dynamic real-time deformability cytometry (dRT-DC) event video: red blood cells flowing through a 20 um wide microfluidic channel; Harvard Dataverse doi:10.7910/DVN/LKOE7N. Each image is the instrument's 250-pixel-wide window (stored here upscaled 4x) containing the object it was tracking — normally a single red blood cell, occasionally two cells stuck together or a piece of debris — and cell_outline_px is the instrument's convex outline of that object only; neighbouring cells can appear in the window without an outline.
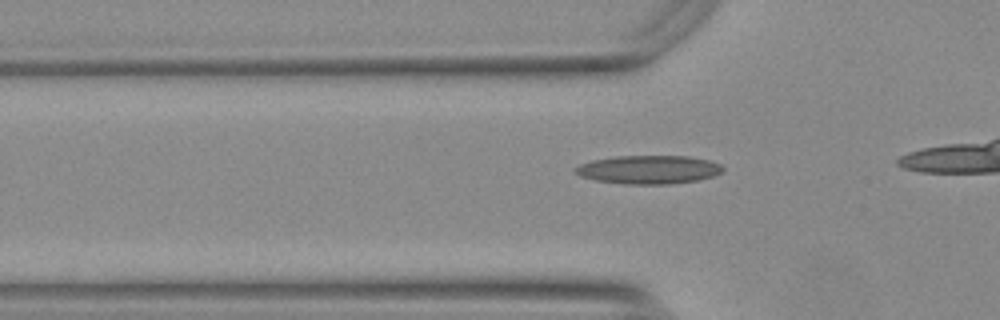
{"species": "Egyptian fruit bat (a non-hibernating species)", "species_latin": "Rousettus aegyptiacus", "temperature_condition": "warm", "stored_images_in_passage": 23, "camera_frame_rate_fps": 3000, "um_per_image_px": 0.085, "animal": {"sex": "female"}, "frame": {"image": 1, "passage_image": 11, "time_ms": 3.333, "image_size_px": [1000, 320], "cell_outline_px": [[724, 168], [720, 172], [712, 176], [696, 180], [672, 184], [624, 184], [596, 180], [580, 176], [572, 172], [572, 168], [580, 164], [592, 160], [616, 156], [688, 156], [708, 160], [720, 164]], "centroid_in_image_um": [55.07, 14.41], "position_along_channel_um": 70.7, "area_um2": 24.51}}
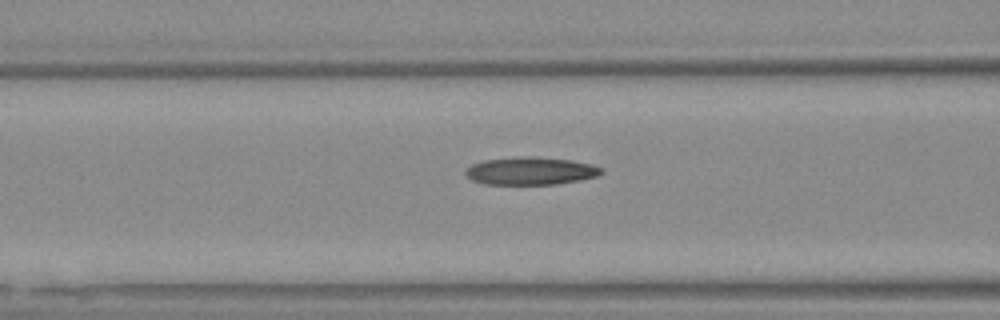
{"frame": {"image": 2, "passage_image": 15, "time_ms": 4.667, "image_size_px": [1000, 320], "cell_outline_px": [[600, 172], [596, 176], [556, 184], [484, 184], [472, 180], [464, 172], [472, 164], [484, 160], [516, 156], [536, 156], [572, 160], [592, 164], [600, 168]], "centroid_in_image_um": [45.05, 14.51], "position_along_channel_um": 121.6, "area_um2": 21.79}}
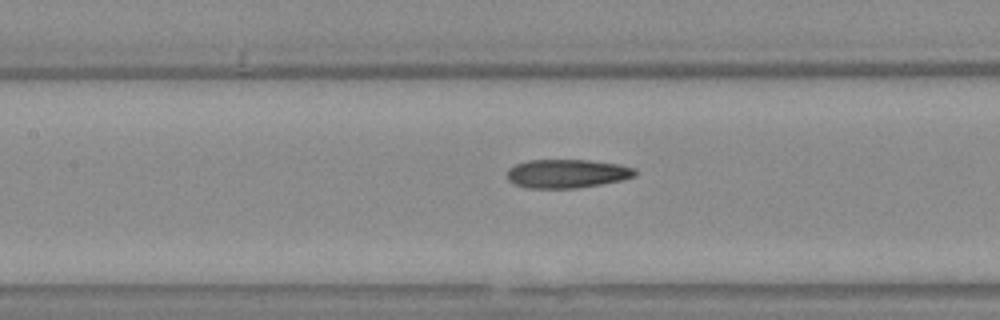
{"frame": {"image": 3, "passage_image": 18, "time_ms": 5.667, "image_size_px": [1000, 320], "cell_outline_px": [[636, 176], [624, 180], [576, 188], [528, 188], [512, 184], [508, 180], [508, 168], [516, 164], [528, 160], [592, 160], [620, 164], [636, 168]], "centroid_in_image_um": [48.22, 14.75], "position_along_channel_um": 159.2, "area_um2": 21.62}}